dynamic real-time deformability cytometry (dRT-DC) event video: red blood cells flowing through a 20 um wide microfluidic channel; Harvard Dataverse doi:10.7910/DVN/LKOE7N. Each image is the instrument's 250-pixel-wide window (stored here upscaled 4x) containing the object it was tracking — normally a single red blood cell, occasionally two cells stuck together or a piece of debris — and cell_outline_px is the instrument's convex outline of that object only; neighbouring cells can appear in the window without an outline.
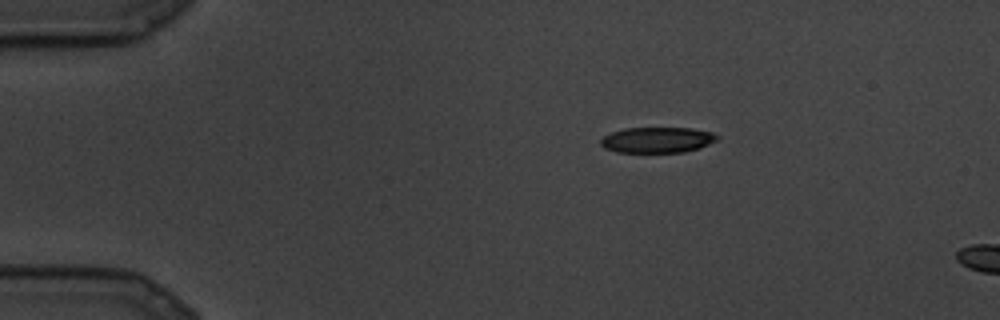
{"species": "common noctule bat (a hibernating species)", "species_latin": "Nyctalus noctula", "temperature_condition": "cold", "stored_images_in_passage": 3, "camera_frame_rate_fps": 3000, "um_per_image_px": 0.085, "animal": {"sex": "male", "body_mass_g": 19.5, "forearm_length_mm": 54.6}, "frame": {"image": 1, "passage_image": 1, "time_ms": 0.0, "image_size_px": [1000, 320], "cell_outline_px": [[720, 140], [700, 148], [684, 152], [616, 152], [604, 148], [600, 144], [600, 140], [604, 136], [612, 132], [624, 128], [692, 128], [712, 132], [720, 136]], "centroid_in_image_um": [55.91, 11.89], "position_along_channel_um": 29.1, "area_um2": 17.63}}